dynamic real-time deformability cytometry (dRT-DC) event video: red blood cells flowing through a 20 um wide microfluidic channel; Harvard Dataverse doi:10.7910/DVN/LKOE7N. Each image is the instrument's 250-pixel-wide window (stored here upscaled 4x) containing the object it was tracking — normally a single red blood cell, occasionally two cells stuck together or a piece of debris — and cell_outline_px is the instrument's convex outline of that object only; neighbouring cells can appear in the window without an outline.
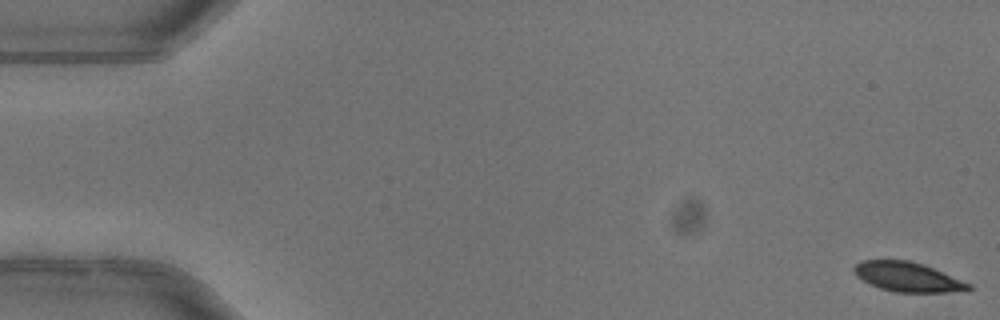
{"species": "common noctule bat (a hibernating species)", "species_latin": "Nyctalus noctula", "temperature_condition": "warm", "stored_images_in_passage": 5, "camera_frame_rate_fps": 3000, "um_per_image_px": 0.085, "animal": {"sex": "female"}, "frame": {"image": 1, "passage_image": 1, "time_ms": 0.0, "image_size_px": [1000, 320], "cell_outline_px": [[972, 288], [968, 292], [896, 292], [880, 288], [856, 276], [852, 272], [852, 268], [860, 260], [908, 260], [924, 264], [972, 284]], "centroid_in_image_um": [77.19, 23.54], "position_along_channel_um": 7.8, "area_um2": 19.88}}
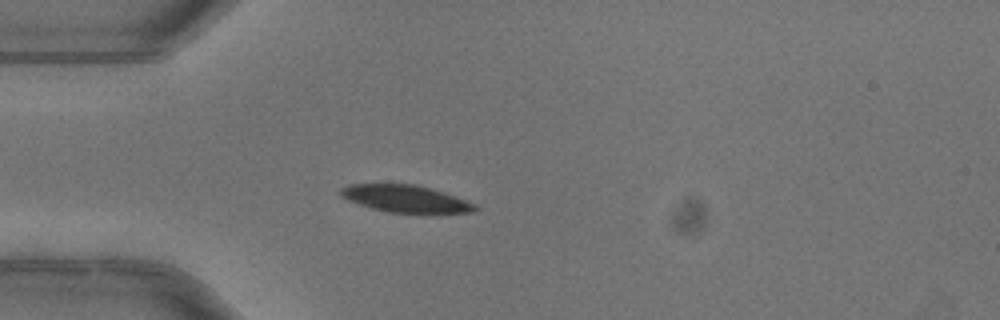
{"frame": {"image": 2, "passage_image": 5, "time_ms": 1.333, "image_size_px": [1000, 320], "cell_outline_px": [[480, 208], [476, 212], [388, 212], [372, 208], [348, 200], [340, 196], [340, 188], [348, 184], [416, 184], [444, 192], [476, 204]], "centroid_in_image_um": [34.46, 16.87], "position_along_channel_um": 50.5, "area_um2": 21.04}}